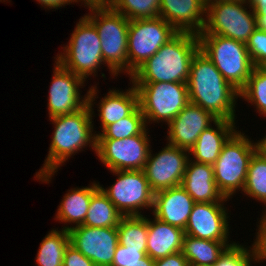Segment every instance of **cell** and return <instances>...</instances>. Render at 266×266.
<instances>
[{
  "instance_id": "obj_28",
  "label": "cell",
  "mask_w": 266,
  "mask_h": 266,
  "mask_svg": "<svg viewBox=\"0 0 266 266\" xmlns=\"http://www.w3.org/2000/svg\"><path fill=\"white\" fill-rule=\"evenodd\" d=\"M119 244L127 249H147L148 218L123 216L117 226Z\"/></svg>"
},
{
  "instance_id": "obj_33",
  "label": "cell",
  "mask_w": 266,
  "mask_h": 266,
  "mask_svg": "<svg viewBox=\"0 0 266 266\" xmlns=\"http://www.w3.org/2000/svg\"><path fill=\"white\" fill-rule=\"evenodd\" d=\"M249 248L237 242L213 266H252L253 261L259 263L253 245Z\"/></svg>"
},
{
  "instance_id": "obj_37",
  "label": "cell",
  "mask_w": 266,
  "mask_h": 266,
  "mask_svg": "<svg viewBox=\"0 0 266 266\" xmlns=\"http://www.w3.org/2000/svg\"><path fill=\"white\" fill-rule=\"evenodd\" d=\"M63 266H95V264L69 244L64 252Z\"/></svg>"
},
{
  "instance_id": "obj_17",
  "label": "cell",
  "mask_w": 266,
  "mask_h": 266,
  "mask_svg": "<svg viewBox=\"0 0 266 266\" xmlns=\"http://www.w3.org/2000/svg\"><path fill=\"white\" fill-rule=\"evenodd\" d=\"M216 120L217 118L202 107L188 103L168 124L167 143L190 150L203 130Z\"/></svg>"
},
{
  "instance_id": "obj_23",
  "label": "cell",
  "mask_w": 266,
  "mask_h": 266,
  "mask_svg": "<svg viewBox=\"0 0 266 266\" xmlns=\"http://www.w3.org/2000/svg\"><path fill=\"white\" fill-rule=\"evenodd\" d=\"M97 106H99L97 111L101 121L100 127L103 130L107 125L129 116L139 106L137 89L133 84L124 92L110 89Z\"/></svg>"
},
{
  "instance_id": "obj_26",
  "label": "cell",
  "mask_w": 266,
  "mask_h": 266,
  "mask_svg": "<svg viewBox=\"0 0 266 266\" xmlns=\"http://www.w3.org/2000/svg\"><path fill=\"white\" fill-rule=\"evenodd\" d=\"M123 215L108 196L99 188L90 200L89 209L82 225L89 227L117 228Z\"/></svg>"
},
{
  "instance_id": "obj_30",
  "label": "cell",
  "mask_w": 266,
  "mask_h": 266,
  "mask_svg": "<svg viewBox=\"0 0 266 266\" xmlns=\"http://www.w3.org/2000/svg\"><path fill=\"white\" fill-rule=\"evenodd\" d=\"M243 192L266 207V158L257 152L250 159Z\"/></svg>"
},
{
  "instance_id": "obj_21",
  "label": "cell",
  "mask_w": 266,
  "mask_h": 266,
  "mask_svg": "<svg viewBox=\"0 0 266 266\" xmlns=\"http://www.w3.org/2000/svg\"><path fill=\"white\" fill-rule=\"evenodd\" d=\"M212 125L199 135L196 143L189 150V159L213 165L218 159L223 145L237 131L235 121L217 119Z\"/></svg>"
},
{
  "instance_id": "obj_34",
  "label": "cell",
  "mask_w": 266,
  "mask_h": 266,
  "mask_svg": "<svg viewBox=\"0 0 266 266\" xmlns=\"http://www.w3.org/2000/svg\"><path fill=\"white\" fill-rule=\"evenodd\" d=\"M248 54L254 67L266 65V31L256 28L246 42Z\"/></svg>"
},
{
  "instance_id": "obj_19",
  "label": "cell",
  "mask_w": 266,
  "mask_h": 266,
  "mask_svg": "<svg viewBox=\"0 0 266 266\" xmlns=\"http://www.w3.org/2000/svg\"><path fill=\"white\" fill-rule=\"evenodd\" d=\"M195 201L181 186L154 193L153 217L185 230Z\"/></svg>"
},
{
  "instance_id": "obj_39",
  "label": "cell",
  "mask_w": 266,
  "mask_h": 266,
  "mask_svg": "<svg viewBox=\"0 0 266 266\" xmlns=\"http://www.w3.org/2000/svg\"><path fill=\"white\" fill-rule=\"evenodd\" d=\"M38 3H40L41 6H43L46 9H59L62 6H67L71 4L72 2H77L76 0H36Z\"/></svg>"
},
{
  "instance_id": "obj_10",
  "label": "cell",
  "mask_w": 266,
  "mask_h": 266,
  "mask_svg": "<svg viewBox=\"0 0 266 266\" xmlns=\"http://www.w3.org/2000/svg\"><path fill=\"white\" fill-rule=\"evenodd\" d=\"M178 31L163 18L131 20L128 27V77Z\"/></svg>"
},
{
  "instance_id": "obj_29",
  "label": "cell",
  "mask_w": 266,
  "mask_h": 266,
  "mask_svg": "<svg viewBox=\"0 0 266 266\" xmlns=\"http://www.w3.org/2000/svg\"><path fill=\"white\" fill-rule=\"evenodd\" d=\"M147 128L144 115L138 106L129 116L107 125L102 132L96 133V139H126L140 134Z\"/></svg>"
},
{
  "instance_id": "obj_15",
  "label": "cell",
  "mask_w": 266,
  "mask_h": 266,
  "mask_svg": "<svg viewBox=\"0 0 266 266\" xmlns=\"http://www.w3.org/2000/svg\"><path fill=\"white\" fill-rule=\"evenodd\" d=\"M63 229L69 231L70 244L95 266H111L119 244L117 228L66 225Z\"/></svg>"
},
{
  "instance_id": "obj_24",
  "label": "cell",
  "mask_w": 266,
  "mask_h": 266,
  "mask_svg": "<svg viewBox=\"0 0 266 266\" xmlns=\"http://www.w3.org/2000/svg\"><path fill=\"white\" fill-rule=\"evenodd\" d=\"M100 188L99 182L82 188H72L64 195L54 219L65 225H82L86 218L92 195Z\"/></svg>"
},
{
  "instance_id": "obj_32",
  "label": "cell",
  "mask_w": 266,
  "mask_h": 266,
  "mask_svg": "<svg viewBox=\"0 0 266 266\" xmlns=\"http://www.w3.org/2000/svg\"><path fill=\"white\" fill-rule=\"evenodd\" d=\"M161 0H113L111 8L129 21L159 17Z\"/></svg>"
},
{
  "instance_id": "obj_42",
  "label": "cell",
  "mask_w": 266,
  "mask_h": 266,
  "mask_svg": "<svg viewBox=\"0 0 266 266\" xmlns=\"http://www.w3.org/2000/svg\"><path fill=\"white\" fill-rule=\"evenodd\" d=\"M254 13L259 12L262 9H266V0H247Z\"/></svg>"
},
{
  "instance_id": "obj_11",
  "label": "cell",
  "mask_w": 266,
  "mask_h": 266,
  "mask_svg": "<svg viewBox=\"0 0 266 266\" xmlns=\"http://www.w3.org/2000/svg\"><path fill=\"white\" fill-rule=\"evenodd\" d=\"M117 176V181L101 190L108 196L117 210L123 216H142L144 208L152 211L154 192L151 189L143 170L111 171Z\"/></svg>"
},
{
  "instance_id": "obj_38",
  "label": "cell",
  "mask_w": 266,
  "mask_h": 266,
  "mask_svg": "<svg viewBox=\"0 0 266 266\" xmlns=\"http://www.w3.org/2000/svg\"><path fill=\"white\" fill-rule=\"evenodd\" d=\"M154 266H189L188 260L182 251L155 260Z\"/></svg>"
},
{
  "instance_id": "obj_36",
  "label": "cell",
  "mask_w": 266,
  "mask_h": 266,
  "mask_svg": "<svg viewBox=\"0 0 266 266\" xmlns=\"http://www.w3.org/2000/svg\"><path fill=\"white\" fill-rule=\"evenodd\" d=\"M258 221V232L254 239L253 247L255 249L259 263L266 261V211L263 212Z\"/></svg>"
},
{
  "instance_id": "obj_27",
  "label": "cell",
  "mask_w": 266,
  "mask_h": 266,
  "mask_svg": "<svg viewBox=\"0 0 266 266\" xmlns=\"http://www.w3.org/2000/svg\"><path fill=\"white\" fill-rule=\"evenodd\" d=\"M70 244L69 231L52 229L40 243L36 255L38 266H63L64 252Z\"/></svg>"
},
{
  "instance_id": "obj_2",
  "label": "cell",
  "mask_w": 266,
  "mask_h": 266,
  "mask_svg": "<svg viewBox=\"0 0 266 266\" xmlns=\"http://www.w3.org/2000/svg\"><path fill=\"white\" fill-rule=\"evenodd\" d=\"M187 87L190 103L202 107L217 119L236 121L239 91L224 79L200 49L191 61Z\"/></svg>"
},
{
  "instance_id": "obj_6",
  "label": "cell",
  "mask_w": 266,
  "mask_h": 266,
  "mask_svg": "<svg viewBox=\"0 0 266 266\" xmlns=\"http://www.w3.org/2000/svg\"><path fill=\"white\" fill-rule=\"evenodd\" d=\"M244 134L237 130L223 145L213 164L216 186L227 199L239 189L243 192L249 162L256 152L254 140Z\"/></svg>"
},
{
  "instance_id": "obj_43",
  "label": "cell",
  "mask_w": 266,
  "mask_h": 266,
  "mask_svg": "<svg viewBox=\"0 0 266 266\" xmlns=\"http://www.w3.org/2000/svg\"><path fill=\"white\" fill-rule=\"evenodd\" d=\"M256 152L266 158V135L261 140L255 141Z\"/></svg>"
},
{
  "instance_id": "obj_45",
  "label": "cell",
  "mask_w": 266,
  "mask_h": 266,
  "mask_svg": "<svg viewBox=\"0 0 266 266\" xmlns=\"http://www.w3.org/2000/svg\"><path fill=\"white\" fill-rule=\"evenodd\" d=\"M216 1H221V0H204L206 5H208L211 2H216Z\"/></svg>"
},
{
  "instance_id": "obj_44",
  "label": "cell",
  "mask_w": 266,
  "mask_h": 266,
  "mask_svg": "<svg viewBox=\"0 0 266 266\" xmlns=\"http://www.w3.org/2000/svg\"><path fill=\"white\" fill-rule=\"evenodd\" d=\"M154 265H155V260L146 254L143 258H141V262L133 263L128 266H154Z\"/></svg>"
},
{
  "instance_id": "obj_35",
  "label": "cell",
  "mask_w": 266,
  "mask_h": 266,
  "mask_svg": "<svg viewBox=\"0 0 266 266\" xmlns=\"http://www.w3.org/2000/svg\"><path fill=\"white\" fill-rule=\"evenodd\" d=\"M146 254L147 249H127V247L118 244L111 266H128L139 263Z\"/></svg>"
},
{
  "instance_id": "obj_8",
  "label": "cell",
  "mask_w": 266,
  "mask_h": 266,
  "mask_svg": "<svg viewBox=\"0 0 266 266\" xmlns=\"http://www.w3.org/2000/svg\"><path fill=\"white\" fill-rule=\"evenodd\" d=\"M205 16L200 34H217L246 43L257 28L255 13L247 0L211 2L206 5Z\"/></svg>"
},
{
  "instance_id": "obj_25",
  "label": "cell",
  "mask_w": 266,
  "mask_h": 266,
  "mask_svg": "<svg viewBox=\"0 0 266 266\" xmlns=\"http://www.w3.org/2000/svg\"><path fill=\"white\" fill-rule=\"evenodd\" d=\"M235 244L236 242L204 240L185 234L182 253L189 266H213Z\"/></svg>"
},
{
  "instance_id": "obj_31",
  "label": "cell",
  "mask_w": 266,
  "mask_h": 266,
  "mask_svg": "<svg viewBox=\"0 0 266 266\" xmlns=\"http://www.w3.org/2000/svg\"><path fill=\"white\" fill-rule=\"evenodd\" d=\"M240 98L256 107L257 113L266 117V68L254 67Z\"/></svg>"
},
{
  "instance_id": "obj_4",
  "label": "cell",
  "mask_w": 266,
  "mask_h": 266,
  "mask_svg": "<svg viewBox=\"0 0 266 266\" xmlns=\"http://www.w3.org/2000/svg\"><path fill=\"white\" fill-rule=\"evenodd\" d=\"M85 17L95 26L101 40L104 63L113 77L128 74L129 20L111 7L88 8ZM120 73V74H119Z\"/></svg>"
},
{
  "instance_id": "obj_16",
  "label": "cell",
  "mask_w": 266,
  "mask_h": 266,
  "mask_svg": "<svg viewBox=\"0 0 266 266\" xmlns=\"http://www.w3.org/2000/svg\"><path fill=\"white\" fill-rule=\"evenodd\" d=\"M225 202H195L189 216L185 234L204 240L228 241L229 216Z\"/></svg>"
},
{
  "instance_id": "obj_9",
  "label": "cell",
  "mask_w": 266,
  "mask_h": 266,
  "mask_svg": "<svg viewBox=\"0 0 266 266\" xmlns=\"http://www.w3.org/2000/svg\"><path fill=\"white\" fill-rule=\"evenodd\" d=\"M139 95V107L144 115L146 125L166 122L167 125L188 104L187 83L157 82L132 83Z\"/></svg>"
},
{
  "instance_id": "obj_14",
  "label": "cell",
  "mask_w": 266,
  "mask_h": 266,
  "mask_svg": "<svg viewBox=\"0 0 266 266\" xmlns=\"http://www.w3.org/2000/svg\"><path fill=\"white\" fill-rule=\"evenodd\" d=\"M53 77L48 91L47 109L49 118L78 112L88 104L87 93H80L86 82L81 76L64 68L56 59Z\"/></svg>"
},
{
  "instance_id": "obj_18",
  "label": "cell",
  "mask_w": 266,
  "mask_h": 266,
  "mask_svg": "<svg viewBox=\"0 0 266 266\" xmlns=\"http://www.w3.org/2000/svg\"><path fill=\"white\" fill-rule=\"evenodd\" d=\"M206 4L204 0H161L159 17L178 32L199 35L205 25Z\"/></svg>"
},
{
  "instance_id": "obj_41",
  "label": "cell",
  "mask_w": 266,
  "mask_h": 266,
  "mask_svg": "<svg viewBox=\"0 0 266 266\" xmlns=\"http://www.w3.org/2000/svg\"><path fill=\"white\" fill-rule=\"evenodd\" d=\"M257 28L266 31V9L255 13Z\"/></svg>"
},
{
  "instance_id": "obj_3",
  "label": "cell",
  "mask_w": 266,
  "mask_h": 266,
  "mask_svg": "<svg viewBox=\"0 0 266 266\" xmlns=\"http://www.w3.org/2000/svg\"><path fill=\"white\" fill-rule=\"evenodd\" d=\"M200 49L196 34L178 32L131 76V83H187L193 56Z\"/></svg>"
},
{
  "instance_id": "obj_13",
  "label": "cell",
  "mask_w": 266,
  "mask_h": 266,
  "mask_svg": "<svg viewBox=\"0 0 266 266\" xmlns=\"http://www.w3.org/2000/svg\"><path fill=\"white\" fill-rule=\"evenodd\" d=\"M143 169L146 179L154 193L181 185L189 150L166 144L158 153L151 154Z\"/></svg>"
},
{
  "instance_id": "obj_22",
  "label": "cell",
  "mask_w": 266,
  "mask_h": 266,
  "mask_svg": "<svg viewBox=\"0 0 266 266\" xmlns=\"http://www.w3.org/2000/svg\"><path fill=\"white\" fill-rule=\"evenodd\" d=\"M184 236L183 229L148 218L147 255L158 260L182 251Z\"/></svg>"
},
{
  "instance_id": "obj_20",
  "label": "cell",
  "mask_w": 266,
  "mask_h": 266,
  "mask_svg": "<svg viewBox=\"0 0 266 266\" xmlns=\"http://www.w3.org/2000/svg\"><path fill=\"white\" fill-rule=\"evenodd\" d=\"M195 202H226L229 199L219 192L214 178L213 165L189 159L181 182Z\"/></svg>"
},
{
  "instance_id": "obj_40",
  "label": "cell",
  "mask_w": 266,
  "mask_h": 266,
  "mask_svg": "<svg viewBox=\"0 0 266 266\" xmlns=\"http://www.w3.org/2000/svg\"><path fill=\"white\" fill-rule=\"evenodd\" d=\"M78 2L84 3L86 8H101V7H111L113 0H76Z\"/></svg>"
},
{
  "instance_id": "obj_7",
  "label": "cell",
  "mask_w": 266,
  "mask_h": 266,
  "mask_svg": "<svg viewBox=\"0 0 266 266\" xmlns=\"http://www.w3.org/2000/svg\"><path fill=\"white\" fill-rule=\"evenodd\" d=\"M70 40L64 46L63 53L56 55V60L66 69L81 76L85 81L89 76H96L104 65L101 40L95 26L85 17L77 22Z\"/></svg>"
},
{
  "instance_id": "obj_5",
  "label": "cell",
  "mask_w": 266,
  "mask_h": 266,
  "mask_svg": "<svg viewBox=\"0 0 266 266\" xmlns=\"http://www.w3.org/2000/svg\"><path fill=\"white\" fill-rule=\"evenodd\" d=\"M200 50L214 63L224 79L239 92L254 68L246 43L217 34H199Z\"/></svg>"
},
{
  "instance_id": "obj_1",
  "label": "cell",
  "mask_w": 266,
  "mask_h": 266,
  "mask_svg": "<svg viewBox=\"0 0 266 266\" xmlns=\"http://www.w3.org/2000/svg\"><path fill=\"white\" fill-rule=\"evenodd\" d=\"M97 92L96 85L89 88L88 104L78 112L49 118L54 125L52 140L43 167L36 172L34 178L48 184L58 172L57 169L62 167V164L73 154L84 151L83 148L88 145L96 151V135L93 132L92 117L95 114L93 107L94 101L98 98Z\"/></svg>"
},
{
  "instance_id": "obj_12",
  "label": "cell",
  "mask_w": 266,
  "mask_h": 266,
  "mask_svg": "<svg viewBox=\"0 0 266 266\" xmlns=\"http://www.w3.org/2000/svg\"><path fill=\"white\" fill-rule=\"evenodd\" d=\"M148 127L126 139H96V155L110 171L143 170L151 149Z\"/></svg>"
}]
</instances>
